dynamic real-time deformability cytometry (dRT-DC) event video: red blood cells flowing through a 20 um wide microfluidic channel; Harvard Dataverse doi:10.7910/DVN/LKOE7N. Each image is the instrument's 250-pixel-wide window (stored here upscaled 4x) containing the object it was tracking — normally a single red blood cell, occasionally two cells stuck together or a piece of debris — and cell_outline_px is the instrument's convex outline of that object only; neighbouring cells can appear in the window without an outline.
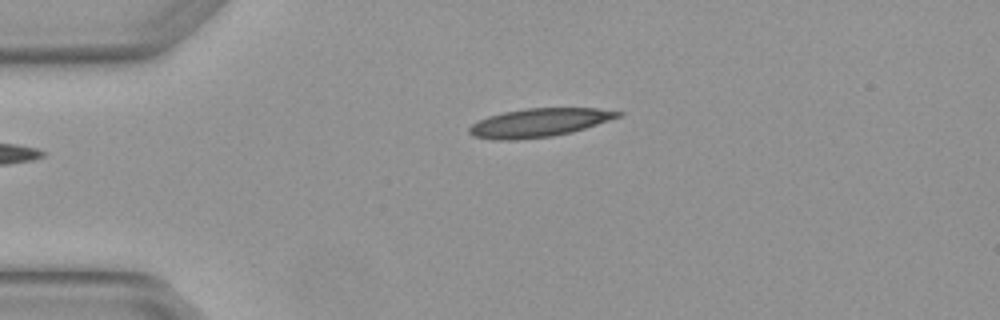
{"species": "Egyptian fruit bat (a non-hibernating species)", "species_latin": "Rousettus aegyptiacus", "temperature_condition": "warm", "stored_images_in_passage": 4, "camera_frame_rate_fps": 3000, "um_per_image_px": 0.085, "animal": {"sex": "female"}, "frame": {"image": 1, "passage_image": 4, "time_ms": 1.0, "image_size_px": [1000, 320], "cell_outline_px": [[624, 112], [620, 116], [572, 132], [552, 136], [516, 140], [492, 140], [472, 136], [468, 132], [468, 128], [472, 124], [488, 116], [504, 112], [524, 108], [596, 108]], "centroid_in_image_um": [45.77, 10.43], "position_along_channel_um": 39.2, "area_um2": 24.62}}